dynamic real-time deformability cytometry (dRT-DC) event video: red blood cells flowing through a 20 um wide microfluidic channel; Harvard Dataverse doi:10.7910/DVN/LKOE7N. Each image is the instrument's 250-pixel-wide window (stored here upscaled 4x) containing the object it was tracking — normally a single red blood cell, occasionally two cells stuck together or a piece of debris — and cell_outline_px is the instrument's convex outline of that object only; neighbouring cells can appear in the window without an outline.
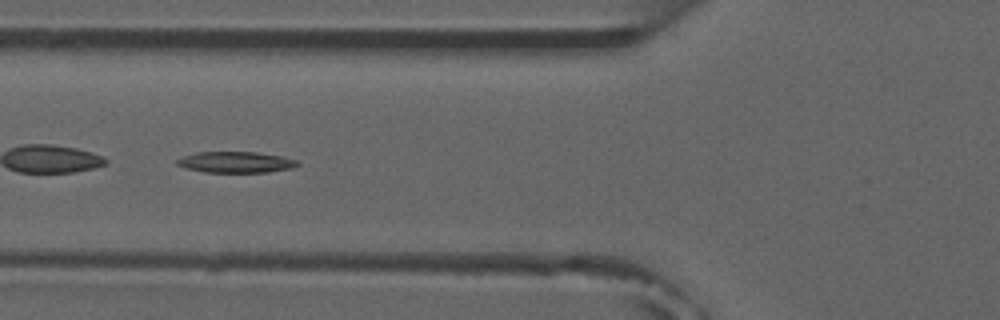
{"species": "common noctule bat (a hibernating species)", "species_latin": "Nyctalus noctula", "temperature_condition": "room temperature", "stored_images_in_passage": 9, "camera_frame_rate_fps": 3000, "um_per_image_px": 0.085, "animal": {"sex": "male", "forearm_length_mm": 52.5}, "frame": {"image": 1, "passage_image": 6, "time_ms": 6.0, "image_size_px": [1000, 320], "cell_outline_px": [[300, 164], [292, 168], [268, 172], [204, 172], [184, 168], [176, 164], [176, 160], [184, 156], [196, 152], [256, 152], [284, 156], [296, 160]], "centroid_in_image_um": [20.04, 13.78], "position_along_channel_um": 105.8, "area_um2": 14.85}}